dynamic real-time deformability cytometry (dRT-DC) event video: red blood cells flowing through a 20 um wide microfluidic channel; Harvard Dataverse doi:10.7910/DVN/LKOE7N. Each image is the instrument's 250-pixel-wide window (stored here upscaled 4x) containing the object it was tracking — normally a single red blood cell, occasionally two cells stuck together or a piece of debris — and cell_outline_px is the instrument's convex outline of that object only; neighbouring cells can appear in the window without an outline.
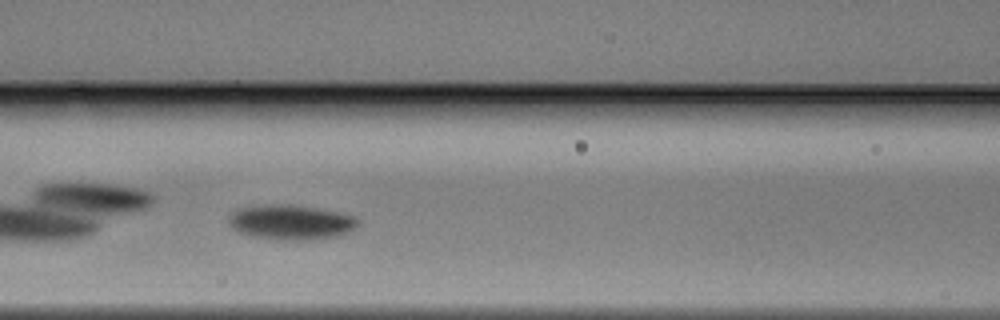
{"species": "Egyptian fruit bat (a non-hibernating species)", "species_latin": "Rousettus aegyptiacus", "temperature_condition": "warm", "stored_images_in_passage": 29, "camera_frame_rate_fps": 3000, "um_per_image_px": 0.085, "animal": {"sex": "male"}, "frame": {"image": 1, "passage_image": 9, "time_ms": 2.667, "image_size_px": [1000, 320], "cell_outline_px": [[356, 224], [348, 232], [336, 236], [312, 240], [276, 240], [252, 236], [236, 232], [228, 224], [228, 216], [236, 208], [268, 204], [280, 204], [312, 208], [352, 216], [356, 220]], "centroid_in_image_um": [24.58, 18.91], "position_along_channel_um": 142.0, "area_um2": 25.89}}
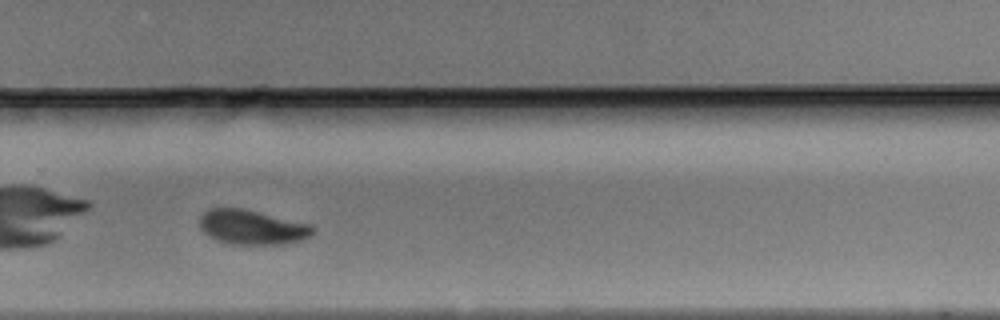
{"frame": {"image": 2, "passage_image": 21, "time_ms": 6.667, "image_size_px": [1000, 320], "cell_outline_px": [[316, 228], [304, 240], [284, 244], [228, 244], [216, 240], [208, 236], [200, 228], [200, 216], [208, 208], [244, 208], [312, 224]], "centroid_in_image_um": [21.43, 19.31], "position_along_channel_um": 308.4, "area_um2": 23.12}}